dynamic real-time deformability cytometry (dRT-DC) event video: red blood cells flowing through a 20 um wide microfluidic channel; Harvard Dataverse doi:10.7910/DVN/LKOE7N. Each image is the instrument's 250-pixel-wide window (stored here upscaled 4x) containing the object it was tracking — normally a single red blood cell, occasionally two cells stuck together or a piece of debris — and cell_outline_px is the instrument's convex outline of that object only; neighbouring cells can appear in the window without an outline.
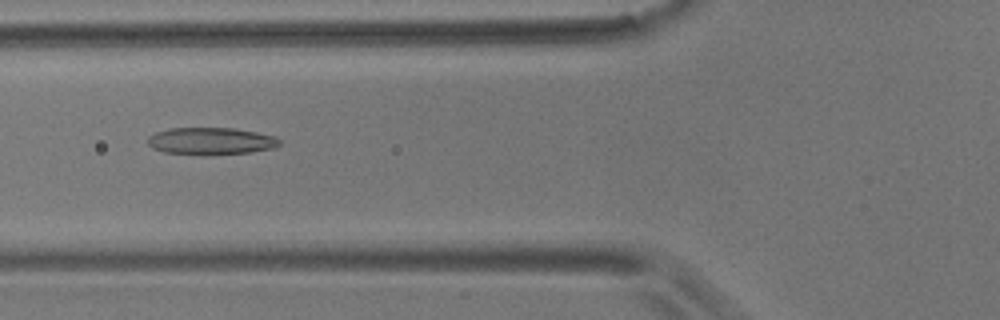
{"species": "common noctule bat (a hibernating species)", "species_latin": "Nyctalus noctula", "temperature_condition": "room temperature", "stored_images_in_passage": 6, "camera_frame_rate_fps": 3000, "um_per_image_px": 0.085, "animal": {"sex": "male", "body_mass_g": 17.9}, "frame": {"image": 1, "passage_image": 4, "time_ms": 3.333, "image_size_px": [1000, 320], "cell_outline_px": [[280, 144], [272, 148], [252, 152], [204, 156], [164, 152], [152, 148], [148, 144], [148, 136], [156, 132], [172, 128], [232, 128], [256, 132], [276, 136], [280, 140]], "centroid_in_image_um": [17.92, 12.01], "position_along_channel_um": 107.9, "area_um2": 21.1}}
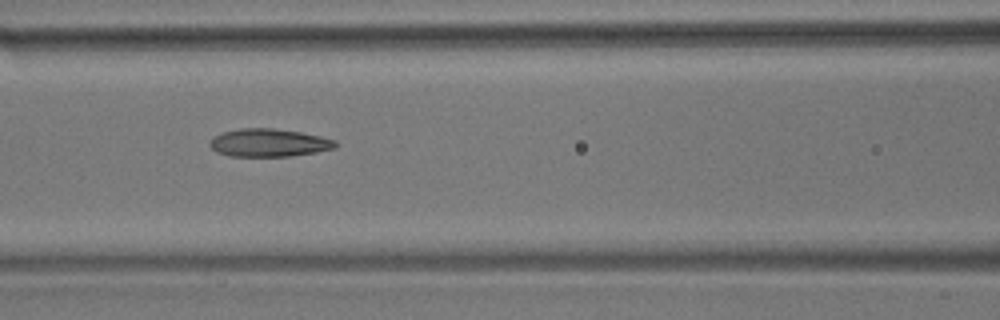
{"frame": {"image": 2, "passage_image": 5, "time_ms": 4.333, "image_size_px": [1000, 320], "cell_outline_px": [[340, 144], [336, 148], [316, 152], [288, 156], [228, 156], [216, 152], [208, 144], [212, 136], [224, 132], [240, 128], [272, 128], [300, 132], [320, 136], [336, 140]], "centroid_in_image_um": [22.86, 12.13], "position_along_channel_um": 143.7, "area_um2": 20.58}}
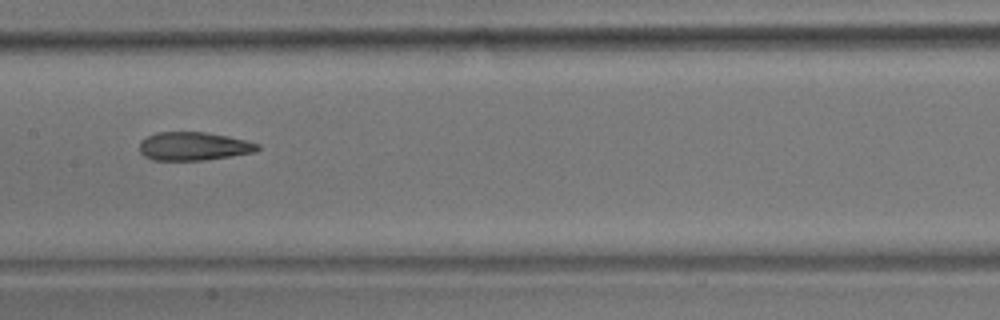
{"frame": {"image": 3, "passage_image": 6, "time_ms": 5.667, "image_size_px": [1000, 320], "cell_outline_px": [[260, 148], [256, 152], [232, 156], [204, 160], [152, 160], [144, 156], [140, 152], [140, 140], [156, 132], [204, 132], [228, 136], [260, 144]], "centroid_in_image_um": [16.46, 12.43], "position_along_channel_um": 190.9, "area_um2": 19.59}}